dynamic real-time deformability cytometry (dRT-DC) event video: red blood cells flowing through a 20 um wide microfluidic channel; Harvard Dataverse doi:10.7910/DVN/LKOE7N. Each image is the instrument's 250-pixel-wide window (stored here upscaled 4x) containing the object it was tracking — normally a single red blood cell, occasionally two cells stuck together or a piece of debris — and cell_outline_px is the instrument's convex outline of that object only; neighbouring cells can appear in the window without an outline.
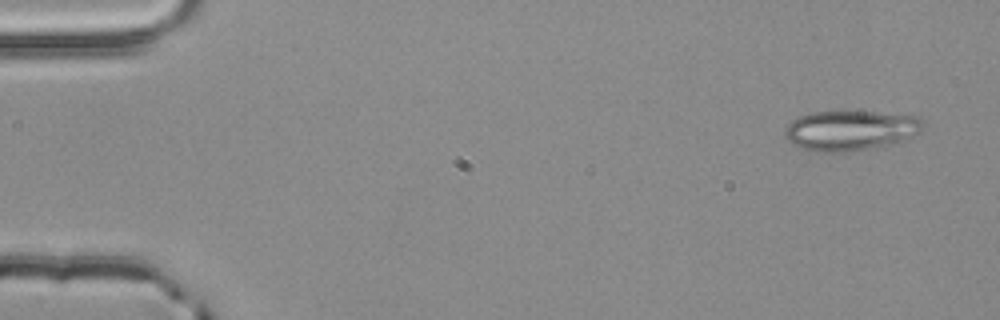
{"species": "common noctule bat (a hibernating species)", "species_latin": "Nyctalus noctula", "temperature_condition": "room temperature", "stored_images_in_passage": 52, "camera_frame_rate_fps": 3000, "um_per_image_px": 0.085, "animal": {"sex": "male", "body_mass_g": 20.4}, "frame": {"image": 1, "passage_image": 1, "time_ms": 0.0, "image_size_px": [1000, 320], "cell_outline_px": [[924, 128], [920, 132], [904, 140], [868, 148], [848, 152], [816, 152], [804, 148], [788, 140], [784, 132], [784, 128], [792, 120], [800, 116], [812, 112], [872, 112], [920, 116], [924, 120]], "centroid_in_image_um": [72.31, 11.08], "position_along_channel_um": 12.7, "area_um2": 31.96}}
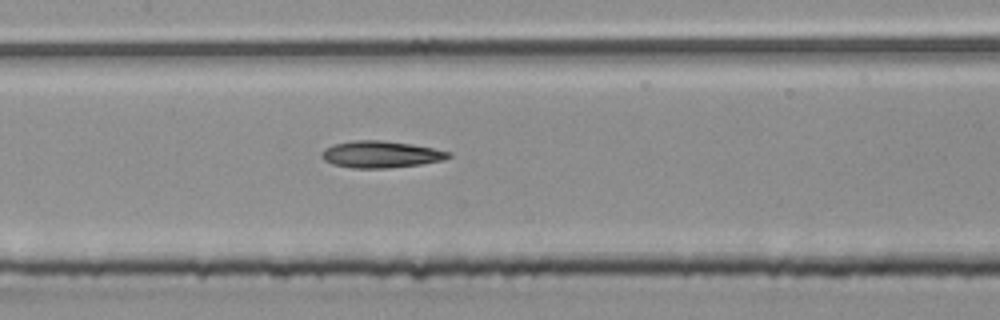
{"frame": {"image": 2, "passage_image": 24, "time_ms": 7.667, "image_size_px": [1000, 320], "cell_outline_px": [[452, 156], [444, 160], [420, 164], [388, 168], [352, 168], [332, 164], [324, 160], [320, 156], [320, 152], [324, 148], [332, 144], [352, 140], [380, 140], [412, 144], [452, 152]], "centroid_in_image_um": [32.33, 13.11], "position_along_channel_um": 175.1, "area_um2": 20.0}}
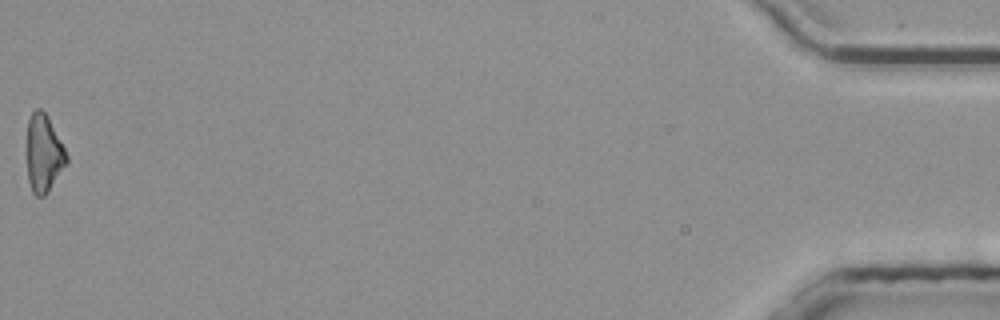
{"frame": {"image": 3, "passage_image": 52, "time_ms": 17.0, "image_size_px": [1000, 320], "cell_outline_px": [[68, 164], [48, 192], [44, 196], [36, 196], [32, 192], [28, 180], [28, 120], [32, 112], [36, 108], [40, 108], [48, 116], [68, 156]], "centroid_in_image_um": [3.74, 13.07], "position_along_channel_um": 431.5, "area_um2": 17.86}, "authors_computed_cell_mechanics": {"area_um2": 19.5653, "velocity_mm_per_s": 3.8853, "shape_relaxation_time_tau1_ms": 10.819, "shape_relaxation_time_tau2_ms": null, "deformation_change_tau1": 0.2084, "deformation_change_tau2": null}}